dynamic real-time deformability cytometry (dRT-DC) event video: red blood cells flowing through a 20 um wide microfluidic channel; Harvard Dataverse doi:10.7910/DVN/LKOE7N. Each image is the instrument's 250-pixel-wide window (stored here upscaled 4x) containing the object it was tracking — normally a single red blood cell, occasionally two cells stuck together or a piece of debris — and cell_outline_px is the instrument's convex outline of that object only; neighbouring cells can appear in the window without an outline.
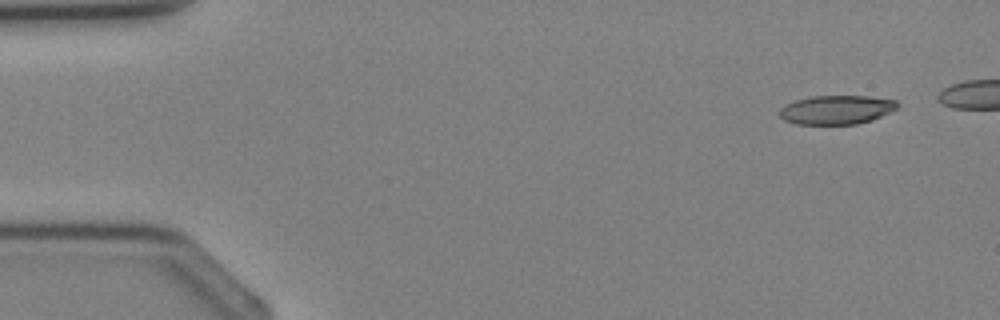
{"species": "Egyptian fruit bat (a non-hibernating species)", "species_latin": "Rousettus aegyptiacus", "temperature_condition": "cold", "stored_images_in_passage": 3, "camera_frame_rate_fps": 3000, "um_per_image_px": 0.085, "animal": {"sex": "female"}, "frame": {"image": 1, "passage_image": 1, "time_ms": 0.0, "image_size_px": [1000, 320], "cell_outline_px": [[900, 104], [892, 112], [872, 120], [856, 124], [796, 124], [784, 120], [780, 116], [780, 108], [796, 100], [812, 96], [868, 96], [896, 100]], "centroid_in_image_um": [71.14, 9.33], "position_along_channel_um": 13.9, "area_um2": 19.88}}